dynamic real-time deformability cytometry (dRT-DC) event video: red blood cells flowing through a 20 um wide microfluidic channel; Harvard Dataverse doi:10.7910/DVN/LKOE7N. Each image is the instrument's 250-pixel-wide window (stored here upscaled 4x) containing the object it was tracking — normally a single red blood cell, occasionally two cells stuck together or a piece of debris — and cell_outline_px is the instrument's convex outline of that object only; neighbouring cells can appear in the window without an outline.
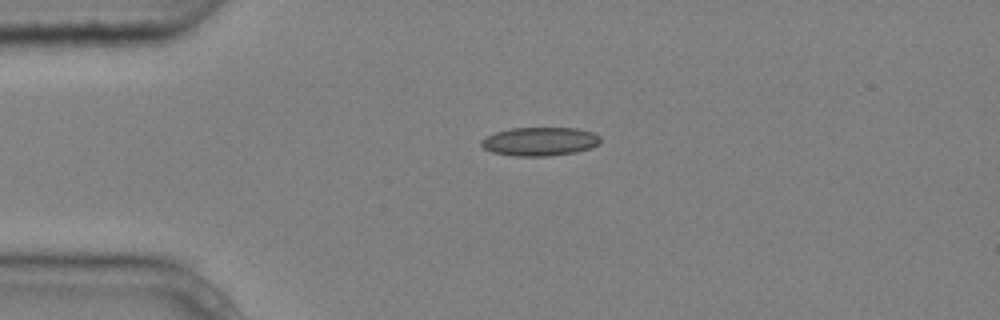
{"species": "common noctule bat (a hibernating species)", "species_latin": "Nyctalus noctula", "temperature_condition": "cold", "stored_images_in_passage": 4, "camera_frame_rate_fps": 3000, "um_per_image_px": 0.085, "animal": {"sex": "male", "body_mass_g": 20.4}, "frame": {"image": 1, "passage_image": 3, "time_ms": 0.667, "image_size_px": [1000, 320], "cell_outline_px": [[600, 144], [592, 148], [576, 152], [548, 156], [512, 156], [492, 152], [484, 148], [480, 144], [480, 140], [496, 132], [512, 128], [576, 128], [592, 132], [600, 136]], "centroid_in_image_um": [45.9, 12.03], "position_along_channel_um": 39.1, "area_um2": 19.94}}